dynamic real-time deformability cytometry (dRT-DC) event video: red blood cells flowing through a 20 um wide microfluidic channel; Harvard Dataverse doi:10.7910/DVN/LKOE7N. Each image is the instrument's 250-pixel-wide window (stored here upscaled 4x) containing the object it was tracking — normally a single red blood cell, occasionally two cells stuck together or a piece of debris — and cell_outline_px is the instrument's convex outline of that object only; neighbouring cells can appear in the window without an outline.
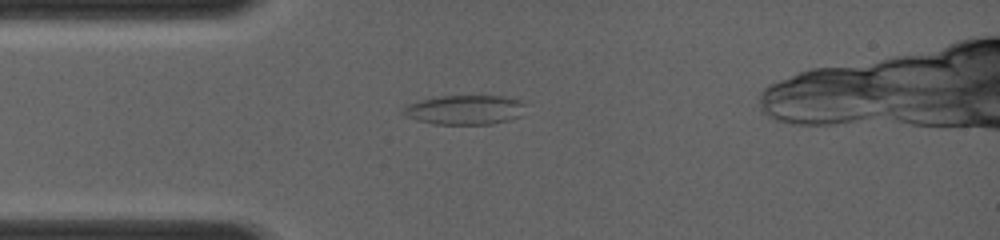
{"species": "common noctule bat (a hibernating species)", "species_latin": "Nyctalus noctula", "temperature_condition": "room temperature", "stored_images_in_passage": 4, "camera_frame_rate_fps": 4000, "um_per_image_px": 0.085, "animal": {"sex": "female", "body_mass_g": 19.0, "forearm_length_mm": 56.7}, "frame": {"image": 1, "passage_image": 2, "time_ms": 0.5, "image_size_px": [1000, 240], "cell_outline_px": [[524, 104], [520, 116], [508, 120], [492, 124], [432, 124], [416, 120], [400, 112], [400, 108], [408, 104], [420, 100], [440, 96], [504, 96], [520, 100]], "centroid_in_image_um": [39.46, 9.33], "position_along_channel_um": 45.5, "area_um2": 20.98}}